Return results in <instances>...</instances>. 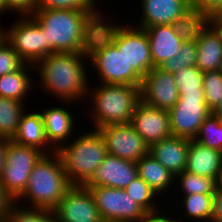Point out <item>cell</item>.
Returning <instances> with one entry per match:
<instances>
[{
	"mask_svg": "<svg viewBox=\"0 0 222 222\" xmlns=\"http://www.w3.org/2000/svg\"><path fill=\"white\" fill-rule=\"evenodd\" d=\"M197 45L196 41H186L181 45L180 52L172 59L167 60L160 68L175 74L182 68L196 66Z\"/></svg>",
	"mask_w": 222,
	"mask_h": 222,
	"instance_id": "cell-33",
	"label": "cell"
},
{
	"mask_svg": "<svg viewBox=\"0 0 222 222\" xmlns=\"http://www.w3.org/2000/svg\"><path fill=\"white\" fill-rule=\"evenodd\" d=\"M26 112L22 114L17 132L11 140L20 145L37 148L44 154L56 152L47 141L41 112Z\"/></svg>",
	"mask_w": 222,
	"mask_h": 222,
	"instance_id": "cell-22",
	"label": "cell"
},
{
	"mask_svg": "<svg viewBox=\"0 0 222 222\" xmlns=\"http://www.w3.org/2000/svg\"><path fill=\"white\" fill-rule=\"evenodd\" d=\"M88 63L102 84L140 87L142 78L131 68L117 46L98 28L90 41Z\"/></svg>",
	"mask_w": 222,
	"mask_h": 222,
	"instance_id": "cell-6",
	"label": "cell"
},
{
	"mask_svg": "<svg viewBox=\"0 0 222 222\" xmlns=\"http://www.w3.org/2000/svg\"><path fill=\"white\" fill-rule=\"evenodd\" d=\"M124 190L147 214L161 210L157 201L161 200L160 196L139 176H136Z\"/></svg>",
	"mask_w": 222,
	"mask_h": 222,
	"instance_id": "cell-30",
	"label": "cell"
},
{
	"mask_svg": "<svg viewBox=\"0 0 222 222\" xmlns=\"http://www.w3.org/2000/svg\"><path fill=\"white\" fill-rule=\"evenodd\" d=\"M130 125L148 146L172 135L169 112L142 101L137 104Z\"/></svg>",
	"mask_w": 222,
	"mask_h": 222,
	"instance_id": "cell-16",
	"label": "cell"
},
{
	"mask_svg": "<svg viewBox=\"0 0 222 222\" xmlns=\"http://www.w3.org/2000/svg\"><path fill=\"white\" fill-rule=\"evenodd\" d=\"M103 222H140L147 214L124 189L88 187Z\"/></svg>",
	"mask_w": 222,
	"mask_h": 222,
	"instance_id": "cell-11",
	"label": "cell"
},
{
	"mask_svg": "<svg viewBox=\"0 0 222 222\" xmlns=\"http://www.w3.org/2000/svg\"><path fill=\"white\" fill-rule=\"evenodd\" d=\"M212 21L222 28V6L212 16Z\"/></svg>",
	"mask_w": 222,
	"mask_h": 222,
	"instance_id": "cell-44",
	"label": "cell"
},
{
	"mask_svg": "<svg viewBox=\"0 0 222 222\" xmlns=\"http://www.w3.org/2000/svg\"><path fill=\"white\" fill-rule=\"evenodd\" d=\"M109 155L137 162L149 153V146L130 123L113 124L97 129Z\"/></svg>",
	"mask_w": 222,
	"mask_h": 222,
	"instance_id": "cell-12",
	"label": "cell"
},
{
	"mask_svg": "<svg viewBox=\"0 0 222 222\" xmlns=\"http://www.w3.org/2000/svg\"><path fill=\"white\" fill-rule=\"evenodd\" d=\"M25 107L23 102L0 97V137L9 140L14 137Z\"/></svg>",
	"mask_w": 222,
	"mask_h": 222,
	"instance_id": "cell-27",
	"label": "cell"
},
{
	"mask_svg": "<svg viewBox=\"0 0 222 222\" xmlns=\"http://www.w3.org/2000/svg\"><path fill=\"white\" fill-rule=\"evenodd\" d=\"M168 111L171 134L194 139L199 127L212 113L205 102L204 92H185Z\"/></svg>",
	"mask_w": 222,
	"mask_h": 222,
	"instance_id": "cell-10",
	"label": "cell"
},
{
	"mask_svg": "<svg viewBox=\"0 0 222 222\" xmlns=\"http://www.w3.org/2000/svg\"><path fill=\"white\" fill-rule=\"evenodd\" d=\"M8 146V139L0 137V177L5 166L6 151Z\"/></svg>",
	"mask_w": 222,
	"mask_h": 222,
	"instance_id": "cell-43",
	"label": "cell"
},
{
	"mask_svg": "<svg viewBox=\"0 0 222 222\" xmlns=\"http://www.w3.org/2000/svg\"><path fill=\"white\" fill-rule=\"evenodd\" d=\"M196 67L202 72L222 70V28L213 21L196 40Z\"/></svg>",
	"mask_w": 222,
	"mask_h": 222,
	"instance_id": "cell-20",
	"label": "cell"
},
{
	"mask_svg": "<svg viewBox=\"0 0 222 222\" xmlns=\"http://www.w3.org/2000/svg\"><path fill=\"white\" fill-rule=\"evenodd\" d=\"M189 142V138L171 135L150 145L149 154L175 176L186 169Z\"/></svg>",
	"mask_w": 222,
	"mask_h": 222,
	"instance_id": "cell-19",
	"label": "cell"
},
{
	"mask_svg": "<svg viewBox=\"0 0 222 222\" xmlns=\"http://www.w3.org/2000/svg\"><path fill=\"white\" fill-rule=\"evenodd\" d=\"M43 155L37 148L20 145L8 139L0 182L15 200L26 189L30 173Z\"/></svg>",
	"mask_w": 222,
	"mask_h": 222,
	"instance_id": "cell-8",
	"label": "cell"
},
{
	"mask_svg": "<svg viewBox=\"0 0 222 222\" xmlns=\"http://www.w3.org/2000/svg\"><path fill=\"white\" fill-rule=\"evenodd\" d=\"M216 187H217V189L222 190V166L219 170V175L216 179Z\"/></svg>",
	"mask_w": 222,
	"mask_h": 222,
	"instance_id": "cell-46",
	"label": "cell"
},
{
	"mask_svg": "<svg viewBox=\"0 0 222 222\" xmlns=\"http://www.w3.org/2000/svg\"><path fill=\"white\" fill-rule=\"evenodd\" d=\"M178 182H177V181ZM176 185L180 189V193L184 195L190 194H214L217 190L216 180L205 176H199L195 173L184 170L182 173L175 175Z\"/></svg>",
	"mask_w": 222,
	"mask_h": 222,
	"instance_id": "cell-29",
	"label": "cell"
},
{
	"mask_svg": "<svg viewBox=\"0 0 222 222\" xmlns=\"http://www.w3.org/2000/svg\"><path fill=\"white\" fill-rule=\"evenodd\" d=\"M9 13V11L7 10V7H6V1L5 0H0V14L3 15V13ZM1 24V23H0Z\"/></svg>",
	"mask_w": 222,
	"mask_h": 222,
	"instance_id": "cell-47",
	"label": "cell"
},
{
	"mask_svg": "<svg viewBox=\"0 0 222 222\" xmlns=\"http://www.w3.org/2000/svg\"><path fill=\"white\" fill-rule=\"evenodd\" d=\"M140 20L134 26L145 29L156 25H172L190 8V0H139Z\"/></svg>",
	"mask_w": 222,
	"mask_h": 222,
	"instance_id": "cell-17",
	"label": "cell"
},
{
	"mask_svg": "<svg viewBox=\"0 0 222 222\" xmlns=\"http://www.w3.org/2000/svg\"><path fill=\"white\" fill-rule=\"evenodd\" d=\"M140 96L142 102L166 111H169L180 97L173 74L160 67H154L142 78Z\"/></svg>",
	"mask_w": 222,
	"mask_h": 222,
	"instance_id": "cell-14",
	"label": "cell"
},
{
	"mask_svg": "<svg viewBox=\"0 0 222 222\" xmlns=\"http://www.w3.org/2000/svg\"><path fill=\"white\" fill-rule=\"evenodd\" d=\"M17 17L7 30L0 24L2 36L26 63L35 65L45 58L43 28L31 16Z\"/></svg>",
	"mask_w": 222,
	"mask_h": 222,
	"instance_id": "cell-9",
	"label": "cell"
},
{
	"mask_svg": "<svg viewBox=\"0 0 222 222\" xmlns=\"http://www.w3.org/2000/svg\"><path fill=\"white\" fill-rule=\"evenodd\" d=\"M57 222H103L88 188L73 185L53 209Z\"/></svg>",
	"mask_w": 222,
	"mask_h": 222,
	"instance_id": "cell-13",
	"label": "cell"
},
{
	"mask_svg": "<svg viewBox=\"0 0 222 222\" xmlns=\"http://www.w3.org/2000/svg\"><path fill=\"white\" fill-rule=\"evenodd\" d=\"M138 176L142 178L150 188L157 194H163L174 188L175 176L167 170L160 162H158L151 154H146L141 157L137 162ZM171 187V188H170Z\"/></svg>",
	"mask_w": 222,
	"mask_h": 222,
	"instance_id": "cell-24",
	"label": "cell"
},
{
	"mask_svg": "<svg viewBox=\"0 0 222 222\" xmlns=\"http://www.w3.org/2000/svg\"><path fill=\"white\" fill-rule=\"evenodd\" d=\"M203 91L208 108L215 110L222 99V70L204 72Z\"/></svg>",
	"mask_w": 222,
	"mask_h": 222,
	"instance_id": "cell-35",
	"label": "cell"
},
{
	"mask_svg": "<svg viewBox=\"0 0 222 222\" xmlns=\"http://www.w3.org/2000/svg\"><path fill=\"white\" fill-rule=\"evenodd\" d=\"M212 21V16L204 10L190 8L172 24L175 33L184 41H196L201 32Z\"/></svg>",
	"mask_w": 222,
	"mask_h": 222,
	"instance_id": "cell-26",
	"label": "cell"
},
{
	"mask_svg": "<svg viewBox=\"0 0 222 222\" xmlns=\"http://www.w3.org/2000/svg\"><path fill=\"white\" fill-rule=\"evenodd\" d=\"M8 11L19 16H31L37 9V0H5Z\"/></svg>",
	"mask_w": 222,
	"mask_h": 222,
	"instance_id": "cell-38",
	"label": "cell"
},
{
	"mask_svg": "<svg viewBox=\"0 0 222 222\" xmlns=\"http://www.w3.org/2000/svg\"><path fill=\"white\" fill-rule=\"evenodd\" d=\"M40 111L44 121L47 141L55 150L66 144L67 141L69 142V139H72L74 134L79 133V131H75L77 128L75 122V119H78L77 116L74 118V111L71 113L64 104L58 107L57 105L56 107H48Z\"/></svg>",
	"mask_w": 222,
	"mask_h": 222,
	"instance_id": "cell-18",
	"label": "cell"
},
{
	"mask_svg": "<svg viewBox=\"0 0 222 222\" xmlns=\"http://www.w3.org/2000/svg\"><path fill=\"white\" fill-rule=\"evenodd\" d=\"M186 216H190L187 222H211L213 207V194H190L184 195L181 201ZM192 219V220H191ZM196 220V221H194Z\"/></svg>",
	"mask_w": 222,
	"mask_h": 222,
	"instance_id": "cell-28",
	"label": "cell"
},
{
	"mask_svg": "<svg viewBox=\"0 0 222 222\" xmlns=\"http://www.w3.org/2000/svg\"><path fill=\"white\" fill-rule=\"evenodd\" d=\"M87 52H54L39 60L34 69L38 73V84L44 92L53 94L59 102L74 105L86 102L89 84L86 64ZM38 70V71H37ZM88 76V77H87ZM81 100V101H80ZM78 103H77V102ZM80 101V102H79Z\"/></svg>",
	"mask_w": 222,
	"mask_h": 222,
	"instance_id": "cell-2",
	"label": "cell"
},
{
	"mask_svg": "<svg viewBox=\"0 0 222 222\" xmlns=\"http://www.w3.org/2000/svg\"><path fill=\"white\" fill-rule=\"evenodd\" d=\"M78 135V136H77ZM60 146L56 153L72 185H82L108 155L105 141L98 130H88ZM74 139V140H73Z\"/></svg>",
	"mask_w": 222,
	"mask_h": 222,
	"instance_id": "cell-5",
	"label": "cell"
},
{
	"mask_svg": "<svg viewBox=\"0 0 222 222\" xmlns=\"http://www.w3.org/2000/svg\"><path fill=\"white\" fill-rule=\"evenodd\" d=\"M192 8L207 11L211 16L222 6V0H190Z\"/></svg>",
	"mask_w": 222,
	"mask_h": 222,
	"instance_id": "cell-40",
	"label": "cell"
},
{
	"mask_svg": "<svg viewBox=\"0 0 222 222\" xmlns=\"http://www.w3.org/2000/svg\"><path fill=\"white\" fill-rule=\"evenodd\" d=\"M15 203L16 200L0 182V222L6 220L7 214Z\"/></svg>",
	"mask_w": 222,
	"mask_h": 222,
	"instance_id": "cell-39",
	"label": "cell"
},
{
	"mask_svg": "<svg viewBox=\"0 0 222 222\" xmlns=\"http://www.w3.org/2000/svg\"><path fill=\"white\" fill-rule=\"evenodd\" d=\"M72 186L58 154H44L33 167L27 187L16 203L27 199L28 207L53 210Z\"/></svg>",
	"mask_w": 222,
	"mask_h": 222,
	"instance_id": "cell-3",
	"label": "cell"
},
{
	"mask_svg": "<svg viewBox=\"0 0 222 222\" xmlns=\"http://www.w3.org/2000/svg\"><path fill=\"white\" fill-rule=\"evenodd\" d=\"M144 30L149 41L154 67H161L180 52L184 41L175 33L172 25L150 26Z\"/></svg>",
	"mask_w": 222,
	"mask_h": 222,
	"instance_id": "cell-21",
	"label": "cell"
},
{
	"mask_svg": "<svg viewBox=\"0 0 222 222\" xmlns=\"http://www.w3.org/2000/svg\"><path fill=\"white\" fill-rule=\"evenodd\" d=\"M102 14L99 9L37 8L31 17L43 28L45 57L54 52H87Z\"/></svg>",
	"mask_w": 222,
	"mask_h": 222,
	"instance_id": "cell-1",
	"label": "cell"
},
{
	"mask_svg": "<svg viewBox=\"0 0 222 222\" xmlns=\"http://www.w3.org/2000/svg\"><path fill=\"white\" fill-rule=\"evenodd\" d=\"M29 70L35 72L34 65L26 63L17 71L0 76V97L26 102V96H29L30 91L35 89L32 73Z\"/></svg>",
	"mask_w": 222,
	"mask_h": 222,
	"instance_id": "cell-25",
	"label": "cell"
},
{
	"mask_svg": "<svg viewBox=\"0 0 222 222\" xmlns=\"http://www.w3.org/2000/svg\"><path fill=\"white\" fill-rule=\"evenodd\" d=\"M98 0H37V8L49 9H99Z\"/></svg>",
	"mask_w": 222,
	"mask_h": 222,
	"instance_id": "cell-37",
	"label": "cell"
},
{
	"mask_svg": "<svg viewBox=\"0 0 222 222\" xmlns=\"http://www.w3.org/2000/svg\"><path fill=\"white\" fill-rule=\"evenodd\" d=\"M212 113L222 122V99L220 104L212 111Z\"/></svg>",
	"mask_w": 222,
	"mask_h": 222,
	"instance_id": "cell-45",
	"label": "cell"
},
{
	"mask_svg": "<svg viewBox=\"0 0 222 222\" xmlns=\"http://www.w3.org/2000/svg\"><path fill=\"white\" fill-rule=\"evenodd\" d=\"M203 75L204 72L196 66L182 68L173 74L179 94L185 92H204Z\"/></svg>",
	"mask_w": 222,
	"mask_h": 222,
	"instance_id": "cell-34",
	"label": "cell"
},
{
	"mask_svg": "<svg viewBox=\"0 0 222 222\" xmlns=\"http://www.w3.org/2000/svg\"><path fill=\"white\" fill-rule=\"evenodd\" d=\"M122 24L108 21L103 14L98 28L122 51L131 68L144 78L154 68L147 34L144 29L133 24Z\"/></svg>",
	"mask_w": 222,
	"mask_h": 222,
	"instance_id": "cell-7",
	"label": "cell"
},
{
	"mask_svg": "<svg viewBox=\"0 0 222 222\" xmlns=\"http://www.w3.org/2000/svg\"><path fill=\"white\" fill-rule=\"evenodd\" d=\"M164 211L166 210L162 209L155 213H148L140 220V222H182V218L180 220L178 215H176L177 219H175L174 217H170L172 216V215H169L170 211H168L167 213L168 215H166V213L162 214Z\"/></svg>",
	"mask_w": 222,
	"mask_h": 222,
	"instance_id": "cell-41",
	"label": "cell"
},
{
	"mask_svg": "<svg viewBox=\"0 0 222 222\" xmlns=\"http://www.w3.org/2000/svg\"><path fill=\"white\" fill-rule=\"evenodd\" d=\"M25 64L26 62L2 36L0 38V76L17 71Z\"/></svg>",
	"mask_w": 222,
	"mask_h": 222,
	"instance_id": "cell-36",
	"label": "cell"
},
{
	"mask_svg": "<svg viewBox=\"0 0 222 222\" xmlns=\"http://www.w3.org/2000/svg\"><path fill=\"white\" fill-rule=\"evenodd\" d=\"M136 176H138L136 162L108 154L81 186L85 188L106 186L125 189Z\"/></svg>",
	"mask_w": 222,
	"mask_h": 222,
	"instance_id": "cell-15",
	"label": "cell"
},
{
	"mask_svg": "<svg viewBox=\"0 0 222 222\" xmlns=\"http://www.w3.org/2000/svg\"><path fill=\"white\" fill-rule=\"evenodd\" d=\"M221 166V151L206 147L190 139L185 170L216 180Z\"/></svg>",
	"mask_w": 222,
	"mask_h": 222,
	"instance_id": "cell-23",
	"label": "cell"
},
{
	"mask_svg": "<svg viewBox=\"0 0 222 222\" xmlns=\"http://www.w3.org/2000/svg\"><path fill=\"white\" fill-rule=\"evenodd\" d=\"M193 140L222 152V122L211 113L201 124Z\"/></svg>",
	"mask_w": 222,
	"mask_h": 222,
	"instance_id": "cell-32",
	"label": "cell"
},
{
	"mask_svg": "<svg viewBox=\"0 0 222 222\" xmlns=\"http://www.w3.org/2000/svg\"><path fill=\"white\" fill-rule=\"evenodd\" d=\"M22 205V206H20ZM15 203L7 214L5 222H57L54 210L25 207Z\"/></svg>",
	"mask_w": 222,
	"mask_h": 222,
	"instance_id": "cell-31",
	"label": "cell"
},
{
	"mask_svg": "<svg viewBox=\"0 0 222 222\" xmlns=\"http://www.w3.org/2000/svg\"><path fill=\"white\" fill-rule=\"evenodd\" d=\"M211 222H222V190L220 189L213 194Z\"/></svg>",
	"mask_w": 222,
	"mask_h": 222,
	"instance_id": "cell-42",
	"label": "cell"
},
{
	"mask_svg": "<svg viewBox=\"0 0 222 222\" xmlns=\"http://www.w3.org/2000/svg\"><path fill=\"white\" fill-rule=\"evenodd\" d=\"M89 86L87 99H90L89 117L94 130L101 127L130 123L137 104L141 101L140 87L132 85H112L98 83ZM91 88V89H90ZM95 89V90H94Z\"/></svg>",
	"mask_w": 222,
	"mask_h": 222,
	"instance_id": "cell-4",
	"label": "cell"
}]
</instances>
